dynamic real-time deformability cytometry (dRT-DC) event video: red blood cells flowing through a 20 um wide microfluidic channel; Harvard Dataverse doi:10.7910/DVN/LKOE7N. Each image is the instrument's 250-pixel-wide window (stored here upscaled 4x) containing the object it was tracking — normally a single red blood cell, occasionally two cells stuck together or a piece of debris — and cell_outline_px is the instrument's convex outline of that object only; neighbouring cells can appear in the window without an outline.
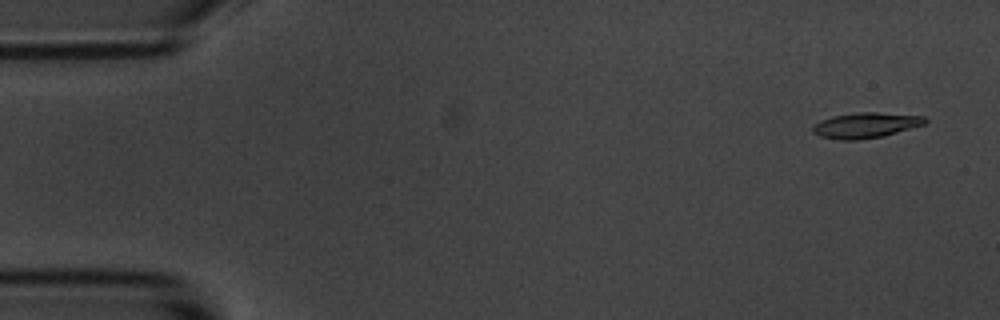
{"species": "common noctule bat (a hibernating species)", "species_latin": "Nyctalus noctula", "temperature_condition": "room temperature", "stored_images_in_passage": 6, "camera_frame_rate_fps": 3000, "um_per_image_px": 0.085, "animal": {"sex": "male", "body_mass_g": 20.1, "forearm_length_mm": 53.5}, "frame": {"image": 1, "passage_image": 1, "time_ms": 0.0, "image_size_px": [1000, 320], "cell_outline_px": [[928, 120], [924, 124], [884, 136], [856, 140], [840, 140], [820, 136], [812, 132], [812, 128], [820, 120], [832, 116], [856, 112], [876, 112], [924, 116]], "centroid_in_image_um": [73.57, 10.64], "position_along_channel_um": 11.4, "area_um2": 16.59}}
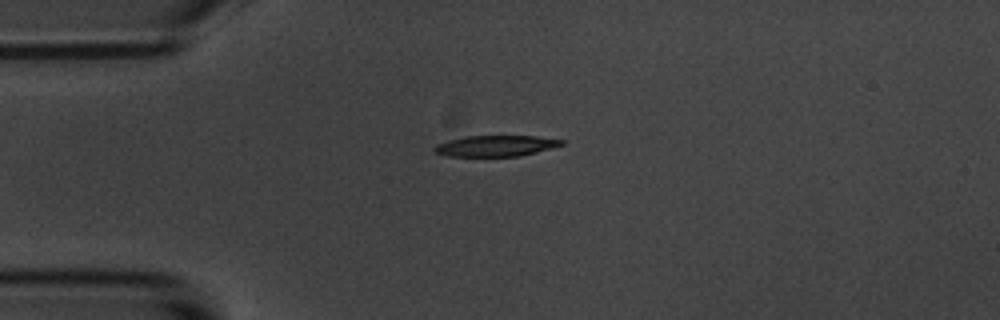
{"frame": {"image": 2, "passage_image": 4, "time_ms": 3.667, "image_size_px": [1000, 320], "cell_outline_px": [[564, 144], [552, 148], [520, 156], [448, 156], [436, 152], [432, 148], [436, 144], [448, 140], [464, 136], [536, 136], [564, 140]], "centroid_in_image_um": [42.13, 12.39], "position_along_channel_um": 42.9, "area_um2": 15.49}}
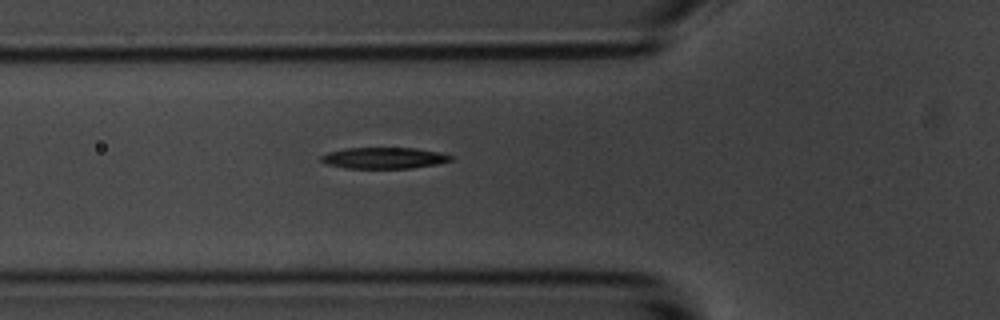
{"frame": {"image": 3, "passage_image": 6, "time_ms": 5.667, "image_size_px": [1000, 320], "cell_outline_px": [[456, 156], [452, 160], [436, 164], [412, 168], [348, 168], [324, 164], [320, 160], [320, 156], [328, 152], [344, 148], [416, 148], [440, 152]], "centroid_in_image_um": [32.64, 13.42], "position_along_channel_um": 93.2, "area_um2": 16.18}}